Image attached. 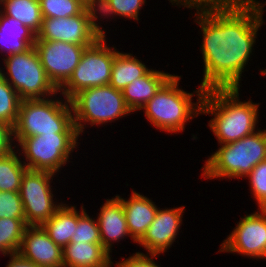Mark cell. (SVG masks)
Wrapping results in <instances>:
<instances>
[{
    "label": "cell",
    "mask_w": 266,
    "mask_h": 267,
    "mask_svg": "<svg viewBox=\"0 0 266 267\" xmlns=\"http://www.w3.org/2000/svg\"><path fill=\"white\" fill-rule=\"evenodd\" d=\"M89 6H96L97 0H84Z\"/></svg>",
    "instance_id": "36"
},
{
    "label": "cell",
    "mask_w": 266,
    "mask_h": 267,
    "mask_svg": "<svg viewBox=\"0 0 266 267\" xmlns=\"http://www.w3.org/2000/svg\"><path fill=\"white\" fill-rule=\"evenodd\" d=\"M262 74H266V69L264 71H261Z\"/></svg>",
    "instance_id": "38"
},
{
    "label": "cell",
    "mask_w": 266,
    "mask_h": 267,
    "mask_svg": "<svg viewBox=\"0 0 266 267\" xmlns=\"http://www.w3.org/2000/svg\"><path fill=\"white\" fill-rule=\"evenodd\" d=\"M183 210L184 206L157 211L152 224L138 242L151 253L152 257H155L158 253L165 252V249L172 245L182 221Z\"/></svg>",
    "instance_id": "15"
},
{
    "label": "cell",
    "mask_w": 266,
    "mask_h": 267,
    "mask_svg": "<svg viewBox=\"0 0 266 267\" xmlns=\"http://www.w3.org/2000/svg\"><path fill=\"white\" fill-rule=\"evenodd\" d=\"M107 199L102 206L98 218L101 244L103 248L110 254L111 240L116 241L124 236L129 235L126 217L120 196Z\"/></svg>",
    "instance_id": "16"
},
{
    "label": "cell",
    "mask_w": 266,
    "mask_h": 267,
    "mask_svg": "<svg viewBox=\"0 0 266 267\" xmlns=\"http://www.w3.org/2000/svg\"><path fill=\"white\" fill-rule=\"evenodd\" d=\"M95 6H88L81 14L71 17L43 18L36 40L62 41L91 46L104 35L96 23Z\"/></svg>",
    "instance_id": "10"
},
{
    "label": "cell",
    "mask_w": 266,
    "mask_h": 267,
    "mask_svg": "<svg viewBox=\"0 0 266 267\" xmlns=\"http://www.w3.org/2000/svg\"><path fill=\"white\" fill-rule=\"evenodd\" d=\"M21 101L12 85L0 75V122L14 127Z\"/></svg>",
    "instance_id": "26"
},
{
    "label": "cell",
    "mask_w": 266,
    "mask_h": 267,
    "mask_svg": "<svg viewBox=\"0 0 266 267\" xmlns=\"http://www.w3.org/2000/svg\"><path fill=\"white\" fill-rule=\"evenodd\" d=\"M247 176L260 209H266V160L259 162Z\"/></svg>",
    "instance_id": "32"
},
{
    "label": "cell",
    "mask_w": 266,
    "mask_h": 267,
    "mask_svg": "<svg viewBox=\"0 0 266 267\" xmlns=\"http://www.w3.org/2000/svg\"><path fill=\"white\" fill-rule=\"evenodd\" d=\"M63 249L41 225L27 226L18 253L39 267H63Z\"/></svg>",
    "instance_id": "14"
},
{
    "label": "cell",
    "mask_w": 266,
    "mask_h": 267,
    "mask_svg": "<svg viewBox=\"0 0 266 267\" xmlns=\"http://www.w3.org/2000/svg\"><path fill=\"white\" fill-rule=\"evenodd\" d=\"M48 236L62 249L71 242L77 227V211L75 207H66L63 204L55 214L42 225Z\"/></svg>",
    "instance_id": "21"
},
{
    "label": "cell",
    "mask_w": 266,
    "mask_h": 267,
    "mask_svg": "<svg viewBox=\"0 0 266 267\" xmlns=\"http://www.w3.org/2000/svg\"><path fill=\"white\" fill-rule=\"evenodd\" d=\"M263 7L258 4L234 11L197 12L203 31L202 87L239 88L244 65L249 60L256 32L262 25Z\"/></svg>",
    "instance_id": "1"
},
{
    "label": "cell",
    "mask_w": 266,
    "mask_h": 267,
    "mask_svg": "<svg viewBox=\"0 0 266 267\" xmlns=\"http://www.w3.org/2000/svg\"><path fill=\"white\" fill-rule=\"evenodd\" d=\"M71 242L101 243L98 222L90 219L84 209L81 214L77 212V227Z\"/></svg>",
    "instance_id": "30"
},
{
    "label": "cell",
    "mask_w": 266,
    "mask_h": 267,
    "mask_svg": "<svg viewBox=\"0 0 266 267\" xmlns=\"http://www.w3.org/2000/svg\"><path fill=\"white\" fill-rule=\"evenodd\" d=\"M62 253L63 267H110L112 263L101 243L70 242Z\"/></svg>",
    "instance_id": "19"
},
{
    "label": "cell",
    "mask_w": 266,
    "mask_h": 267,
    "mask_svg": "<svg viewBox=\"0 0 266 267\" xmlns=\"http://www.w3.org/2000/svg\"><path fill=\"white\" fill-rule=\"evenodd\" d=\"M174 2H182V0H170ZM183 5L188 8L197 7V11H234L241 10L247 6L258 4L255 0H184ZM187 5V6H186ZM207 6V8H206ZM202 7V9L200 8ZM200 8V9H199ZM199 9V10H198Z\"/></svg>",
    "instance_id": "28"
},
{
    "label": "cell",
    "mask_w": 266,
    "mask_h": 267,
    "mask_svg": "<svg viewBox=\"0 0 266 267\" xmlns=\"http://www.w3.org/2000/svg\"><path fill=\"white\" fill-rule=\"evenodd\" d=\"M129 235L134 241L139 242L152 224L158 208L149 200L136 192L125 201L121 198Z\"/></svg>",
    "instance_id": "17"
},
{
    "label": "cell",
    "mask_w": 266,
    "mask_h": 267,
    "mask_svg": "<svg viewBox=\"0 0 266 267\" xmlns=\"http://www.w3.org/2000/svg\"><path fill=\"white\" fill-rule=\"evenodd\" d=\"M105 34L83 51L71 77L59 89L70 100L83 89L109 85L114 58L118 52L105 45ZM64 87V88H63Z\"/></svg>",
    "instance_id": "7"
},
{
    "label": "cell",
    "mask_w": 266,
    "mask_h": 267,
    "mask_svg": "<svg viewBox=\"0 0 266 267\" xmlns=\"http://www.w3.org/2000/svg\"><path fill=\"white\" fill-rule=\"evenodd\" d=\"M11 261L7 267H39L30 260L23 258L19 253L10 254Z\"/></svg>",
    "instance_id": "35"
},
{
    "label": "cell",
    "mask_w": 266,
    "mask_h": 267,
    "mask_svg": "<svg viewBox=\"0 0 266 267\" xmlns=\"http://www.w3.org/2000/svg\"><path fill=\"white\" fill-rule=\"evenodd\" d=\"M238 91L239 88L207 89L201 101V113L215 115L209 126L221 144L238 141L255 131L258 105L239 102Z\"/></svg>",
    "instance_id": "2"
},
{
    "label": "cell",
    "mask_w": 266,
    "mask_h": 267,
    "mask_svg": "<svg viewBox=\"0 0 266 267\" xmlns=\"http://www.w3.org/2000/svg\"><path fill=\"white\" fill-rule=\"evenodd\" d=\"M0 251H2L3 254H6V253L4 252V250H3L1 247H0Z\"/></svg>",
    "instance_id": "37"
},
{
    "label": "cell",
    "mask_w": 266,
    "mask_h": 267,
    "mask_svg": "<svg viewBox=\"0 0 266 267\" xmlns=\"http://www.w3.org/2000/svg\"><path fill=\"white\" fill-rule=\"evenodd\" d=\"M180 77L173 75L159 91L142 107L146 118L153 126L168 131L178 132L184 130L185 122L201 112V102L205 89L201 86L197 91L199 106L196 110L191 102L193 94L178 89Z\"/></svg>",
    "instance_id": "5"
},
{
    "label": "cell",
    "mask_w": 266,
    "mask_h": 267,
    "mask_svg": "<svg viewBox=\"0 0 266 267\" xmlns=\"http://www.w3.org/2000/svg\"><path fill=\"white\" fill-rule=\"evenodd\" d=\"M66 101L72 106L75 114L73 120L79 134L84 129L80 123L83 120L91 121V125L103 124L132 112L125 102L123 92L111 85L83 89Z\"/></svg>",
    "instance_id": "6"
},
{
    "label": "cell",
    "mask_w": 266,
    "mask_h": 267,
    "mask_svg": "<svg viewBox=\"0 0 266 267\" xmlns=\"http://www.w3.org/2000/svg\"><path fill=\"white\" fill-rule=\"evenodd\" d=\"M27 226L25 218H0V247L6 254L18 253Z\"/></svg>",
    "instance_id": "25"
},
{
    "label": "cell",
    "mask_w": 266,
    "mask_h": 267,
    "mask_svg": "<svg viewBox=\"0 0 266 267\" xmlns=\"http://www.w3.org/2000/svg\"><path fill=\"white\" fill-rule=\"evenodd\" d=\"M99 11L104 14H118L138 20V11L145 0H97Z\"/></svg>",
    "instance_id": "29"
},
{
    "label": "cell",
    "mask_w": 266,
    "mask_h": 267,
    "mask_svg": "<svg viewBox=\"0 0 266 267\" xmlns=\"http://www.w3.org/2000/svg\"><path fill=\"white\" fill-rule=\"evenodd\" d=\"M245 216L224 240L220 251L238 252L253 258H266V209Z\"/></svg>",
    "instance_id": "13"
},
{
    "label": "cell",
    "mask_w": 266,
    "mask_h": 267,
    "mask_svg": "<svg viewBox=\"0 0 266 267\" xmlns=\"http://www.w3.org/2000/svg\"><path fill=\"white\" fill-rule=\"evenodd\" d=\"M0 218H25L19 192L0 191Z\"/></svg>",
    "instance_id": "31"
},
{
    "label": "cell",
    "mask_w": 266,
    "mask_h": 267,
    "mask_svg": "<svg viewBox=\"0 0 266 267\" xmlns=\"http://www.w3.org/2000/svg\"><path fill=\"white\" fill-rule=\"evenodd\" d=\"M54 173L27 169L21 179L19 190L23 202L25 223L28 226L42 225L60 207L54 205L50 190V178Z\"/></svg>",
    "instance_id": "11"
},
{
    "label": "cell",
    "mask_w": 266,
    "mask_h": 267,
    "mask_svg": "<svg viewBox=\"0 0 266 267\" xmlns=\"http://www.w3.org/2000/svg\"><path fill=\"white\" fill-rule=\"evenodd\" d=\"M266 160V130L223 144L206 161L205 178L246 176L261 161Z\"/></svg>",
    "instance_id": "4"
},
{
    "label": "cell",
    "mask_w": 266,
    "mask_h": 267,
    "mask_svg": "<svg viewBox=\"0 0 266 267\" xmlns=\"http://www.w3.org/2000/svg\"><path fill=\"white\" fill-rule=\"evenodd\" d=\"M172 76L161 71L150 70L141 78H136L122 90L128 108L132 112L141 110Z\"/></svg>",
    "instance_id": "18"
},
{
    "label": "cell",
    "mask_w": 266,
    "mask_h": 267,
    "mask_svg": "<svg viewBox=\"0 0 266 267\" xmlns=\"http://www.w3.org/2000/svg\"><path fill=\"white\" fill-rule=\"evenodd\" d=\"M39 4L43 18L75 16L89 6L84 0H39Z\"/></svg>",
    "instance_id": "27"
},
{
    "label": "cell",
    "mask_w": 266,
    "mask_h": 267,
    "mask_svg": "<svg viewBox=\"0 0 266 267\" xmlns=\"http://www.w3.org/2000/svg\"><path fill=\"white\" fill-rule=\"evenodd\" d=\"M86 47L62 41L36 40L34 48L54 86L59 90L71 77Z\"/></svg>",
    "instance_id": "12"
},
{
    "label": "cell",
    "mask_w": 266,
    "mask_h": 267,
    "mask_svg": "<svg viewBox=\"0 0 266 267\" xmlns=\"http://www.w3.org/2000/svg\"><path fill=\"white\" fill-rule=\"evenodd\" d=\"M36 38L37 35L22 22L0 14V44L8 47L9 55L28 50L34 46Z\"/></svg>",
    "instance_id": "20"
},
{
    "label": "cell",
    "mask_w": 266,
    "mask_h": 267,
    "mask_svg": "<svg viewBox=\"0 0 266 267\" xmlns=\"http://www.w3.org/2000/svg\"><path fill=\"white\" fill-rule=\"evenodd\" d=\"M78 136L79 133H44L17 140L29 160L28 169L55 173L66 164Z\"/></svg>",
    "instance_id": "9"
},
{
    "label": "cell",
    "mask_w": 266,
    "mask_h": 267,
    "mask_svg": "<svg viewBox=\"0 0 266 267\" xmlns=\"http://www.w3.org/2000/svg\"><path fill=\"white\" fill-rule=\"evenodd\" d=\"M13 135V127L0 122V156H4L13 151L11 148L10 140H12L11 136Z\"/></svg>",
    "instance_id": "33"
},
{
    "label": "cell",
    "mask_w": 266,
    "mask_h": 267,
    "mask_svg": "<svg viewBox=\"0 0 266 267\" xmlns=\"http://www.w3.org/2000/svg\"><path fill=\"white\" fill-rule=\"evenodd\" d=\"M71 108V109H70ZM72 106L44 98L25 99L20 103L13 127L16 139L49 133H78L72 116Z\"/></svg>",
    "instance_id": "3"
},
{
    "label": "cell",
    "mask_w": 266,
    "mask_h": 267,
    "mask_svg": "<svg viewBox=\"0 0 266 267\" xmlns=\"http://www.w3.org/2000/svg\"><path fill=\"white\" fill-rule=\"evenodd\" d=\"M6 16L13 17L31 29L36 35L42 27L43 16L39 0H2Z\"/></svg>",
    "instance_id": "23"
},
{
    "label": "cell",
    "mask_w": 266,
    "mask_h": 267,
    "mask_svg": "<svg viewBox=\"0 0 266 267\" xmlns=\"http://www.w3.org/2000/svg\"><path fill=\"white\" fill-rule=\"evenodd\" d=\"M5 65L10 78H6L0 69V75L13 84V88L22 100L40 99L44 94H55L59 90L49 80L34 46L20 53L9 55ZM12 80V83H10Z\"/></svg>",
    "instance_id": "8"
},
{
    "label": "cell",
    "mask_w": 266,
    "mask_h": 267,
    "mask_svg": "<svg viewBox=\"0 0 266 267\" xmlns=\"http://www.w3.org/2000/svg\"><path fill=\"white\" fill-rule=\"evenodd\" d=\"M150 70L138 59L130 54L117 53L111 70L109 85L118 90H123L136 78H141Z\"/></svg>",
    "instance_id": "22"
},
{
    "label": "cell",
    "mask_w": 266,
    "mask_h": 267,
    "mask_svg": "<svg viewBox=\"0 0 266 267\" xmlns=\"http://www.w3.org/2000/svg\"><path fill=\"white\" fill-rule=\"evenodd\" d=\"M116 265L117 267H159L151 258H148V255L145 256L139 252Z\"/></svg>",
    "instance_id": "34"
},
{
    "label": "cell",
    "mask_w": 266,
    "mask_h": 267,
    "mask_svg": "<svg viewBox=\"0 0 266 267\" xmlns=\"http://www.w3.org/2000/svg\"><path fill=\"white\" fill-rule=\"evenodd\" d=\"M12 151L0 156V191L19 192L21 179L28 169Z\"/></svg>",
    "instance_id": "24"
}]
</instances>
